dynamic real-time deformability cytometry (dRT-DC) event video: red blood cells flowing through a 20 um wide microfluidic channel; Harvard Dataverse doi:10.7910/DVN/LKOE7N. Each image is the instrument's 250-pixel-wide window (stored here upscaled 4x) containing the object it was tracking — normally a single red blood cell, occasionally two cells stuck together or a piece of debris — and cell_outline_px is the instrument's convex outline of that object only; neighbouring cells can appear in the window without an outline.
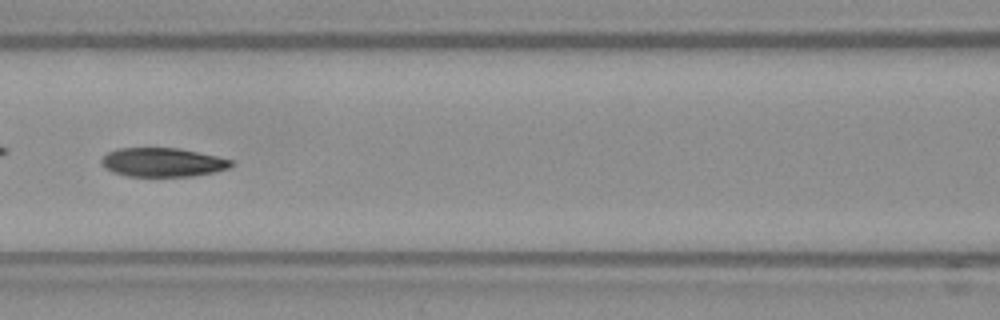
{"species": "Egyptian fruit bat (a non-hibernating species)", "species_latin": "Rousettus aegyptiacus", "temperature_condition": "warm", "stored_images_in_passage": 55, "camera_frame_rate_fps": 3000, "um_per_image_px": 0.085, "frame": {"image": 1, "passage_image": 24, "time_ms": 7.667, "image_size_px": [1000, 320], "cell_outline_px": [[236, 164], [228, 168], [212, 172], [192, 176], [128, 176], [112, 172], [104, 168], [100, 164], [100, 160], [108, 152], [116, 148], [180, 148], [216, 156], [232, 160]], "centroid_in_image_um": [13.79, 13.79], "position_along_channel_um": 152.8, "area_um2": 21.91}}
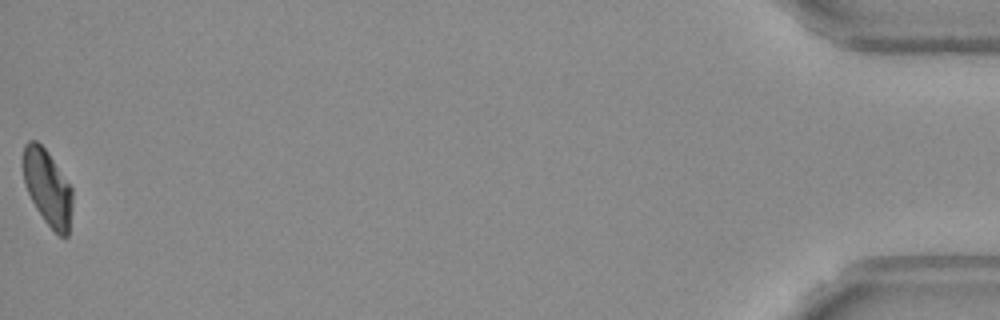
{"frame": {"image": 2, "passage_image": 55, "time_ms": 18.0, "image_size_px": [1000, 320], "cell_outline_px": [[72, 208], [68, 236], [60, 236], [44, 220], [36, 208], [24, 184], [24, 144], [28, 140], [36, 140], [48, 152], [72, 188]], "centroid_in_image_um": [4.05, 15.94], "position_along_channel_um": 431.1, "area_um2": 21.44}, "authors_computed_cell_mechanics": {"area_um2": 22.5998, "velocity_mm_per_s": 3.6591, "shape_relaxation_time_tau1_ms": null, "shape_relaxation_time_tau2_ms": 8.1741, "deformation_change_tau1": null, "deformation_change_tau2": 0.1291}}